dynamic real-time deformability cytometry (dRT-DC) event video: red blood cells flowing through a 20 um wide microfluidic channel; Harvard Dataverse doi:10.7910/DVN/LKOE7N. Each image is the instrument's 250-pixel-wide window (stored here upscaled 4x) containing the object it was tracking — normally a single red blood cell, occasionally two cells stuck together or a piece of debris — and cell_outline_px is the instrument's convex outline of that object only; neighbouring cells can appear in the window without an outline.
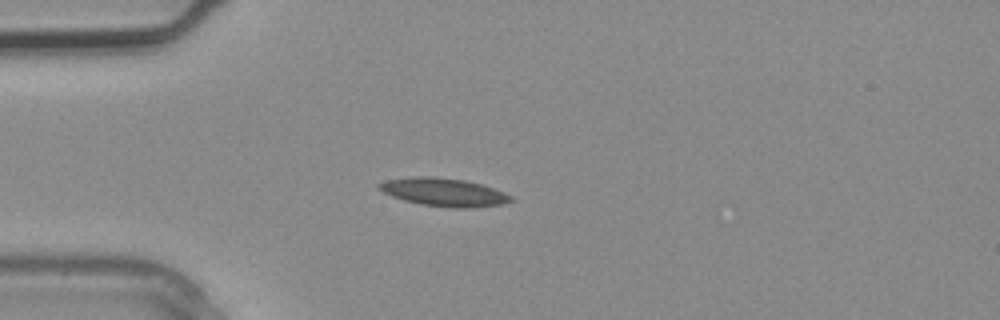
{"species": "common noctule bat (a hibernating species)", "species_latin": "Nyctalus noctula", "temperature_condition": "warm", "stored_images_in_passage": 1, "camera_frame_rate_fps": 3000, "um_per_image_px": 0.085, "animal": {"sex": "male", "body_mass_g": 20.4}, "frame": {"image": 1, "passage_image": 1, "time_ms": 0.0, "image_size_px": [1000, 320], "cell_outline_px": [[512, 200], [504, 204], [468, 208], [452, 208], [420, 204], [404, 200], [392, 196], [376, 188], [376, 184], [388, 180], [416, 176], [428, 176], [464, 180], [480, 184], [504, 192], [512, 196]], "centroid_in_image_um": [37.71, 16.34], "position_along_channel_um": 47.3, "area_um2": 21.44}}